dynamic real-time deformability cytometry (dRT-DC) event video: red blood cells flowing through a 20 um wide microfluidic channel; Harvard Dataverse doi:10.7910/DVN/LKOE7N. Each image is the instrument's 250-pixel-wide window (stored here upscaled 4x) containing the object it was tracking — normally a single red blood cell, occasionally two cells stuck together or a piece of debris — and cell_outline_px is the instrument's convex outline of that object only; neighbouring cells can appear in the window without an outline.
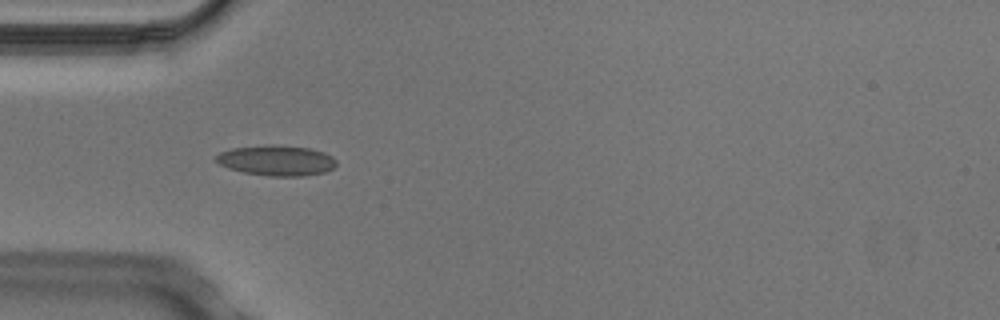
{"species": "Egyptian fruit bat (a non-hibernating species)", "species_latin": "Rousettus aegyptiacus", "temperature_condition": "cold", "stored_images_in_passage": 5, "camera_frame_rate_fps": 3000, "um_per_image_px": 0.085, "animal": {"sex": "male"}, "frame": {"image": 1, "passage_image": 5, "time_ms": 1.333, "image_size_px": [1000, 320], "cell_outline_px": [[336, 164], [332, 168], [324, 172], [304, 176], [268, 176], [244, 172], [228, 168], [220, 164], [212, 156], [220, 152], [232, 148], [272, 144], [308, 148], [324, 152], [332, 156], [336, 160]], "centroid_in_image_um": [23.48, 13.63], "position_along_channel_um": 61.5, "area_um2": 21.33}}